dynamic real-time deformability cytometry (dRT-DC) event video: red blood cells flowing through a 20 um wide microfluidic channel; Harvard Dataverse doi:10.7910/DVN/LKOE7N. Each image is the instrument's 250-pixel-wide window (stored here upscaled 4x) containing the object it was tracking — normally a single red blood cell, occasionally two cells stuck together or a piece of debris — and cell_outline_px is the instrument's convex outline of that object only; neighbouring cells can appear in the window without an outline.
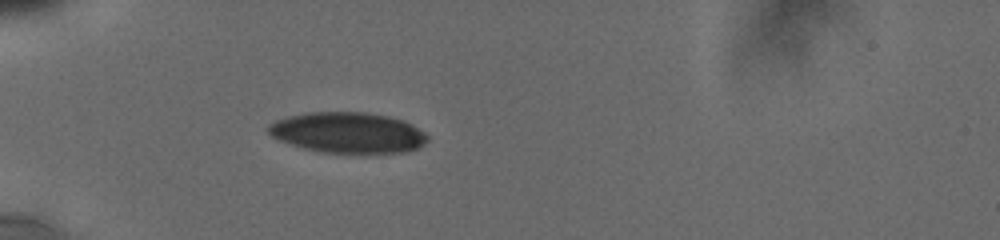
{"species": "human", "species_latin": "Homo sapiens", "temperature_condition": "cold", "stored_images_in_passage": 25, "camera_frame_rate_fps": 3000, "um_per_image_px": 0.085, "donor": {"sex": "male"}, "frame": {"image": 1, "passage_image": 18, "time_ms": 6.333, "image_size_px": [1000, 240], "cell_outline_px": [[428, 140], [424, 144], [416, 148], [404, 152], [324, 152], [304, 148], [280, 140], [272, 136], [264, 128], [268, 124], [276, 120], [288, 116], [304, 112], [364, 112], [388, 116], [404, 120], [412, 124], [424, 132], [428, 136]], "centroid_in_image_um": [29.55, 11.25], "position_along_channel_um": 55.5, "area_um2": 37.57}}
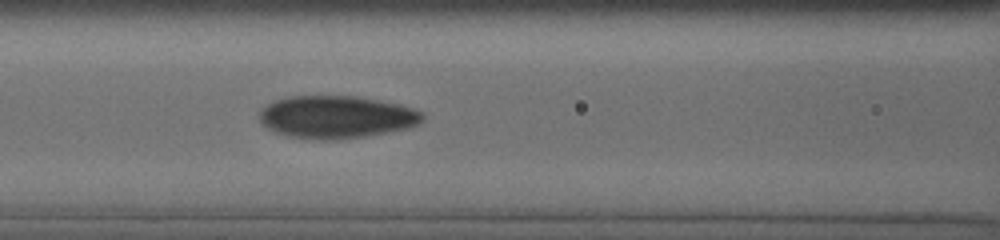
{"frame": {"image": 2, "passage_image": 25, "time_ms": 9.0, "image_size_px": [1000, 240], "cell_outline_px": [[424, 120], [408, 128], [388, 132], [340, 140], [312, 140], [288, 136], [276, 132], [268, 128], [260, 120], [260, 112], [268, 104], [276, 100], [292, 96], [352, 96], [376, 100], [396, 104], [412, 108], [420, 112], [424, 116]], "centroid_in_image_um": [28.58, 9.96], "position_along_channel_um": 138.0, "area_um2": 40.11}}